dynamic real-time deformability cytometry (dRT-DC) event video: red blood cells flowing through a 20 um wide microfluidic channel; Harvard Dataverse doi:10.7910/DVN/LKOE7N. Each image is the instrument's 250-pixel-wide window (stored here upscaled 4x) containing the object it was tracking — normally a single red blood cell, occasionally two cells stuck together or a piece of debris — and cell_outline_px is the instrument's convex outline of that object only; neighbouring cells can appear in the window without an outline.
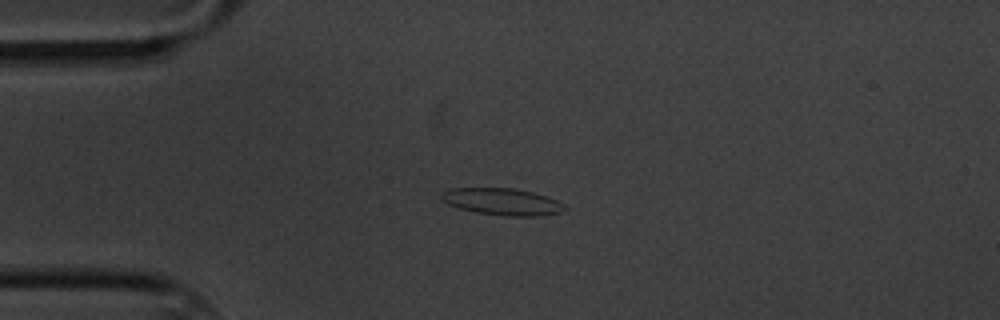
{"species": "common noctule bat (a hibernating species)", "species_latin": "Nyctalus noctula", "temperature_condition": "cold", "stored_images_in_passage": 59, "camera_frame_rate_fps": 3000, "um_per_image_px": 0.085, "animal": {"sex": "male", "body_mass_g": 20.1, "forearm_length_mm": 53.5}, "frame": {"image": 1, "passage_image": 14, "time_ms": 4.333, "image_size_px": [1000, 320], "cell_outline_px": [[568, 208], [564, 212], [536, 216], [508, 216], [476, 212], [460, 208], [448, 204], [440, 200], [440, 192], [448, 188], [516, 188], [532, 192], [556, 200], [564, 204]], "centroid_in_image_um": [42.67, 17.14], "position_along_channel_um": 42.3, "area_um2": 19.42}}
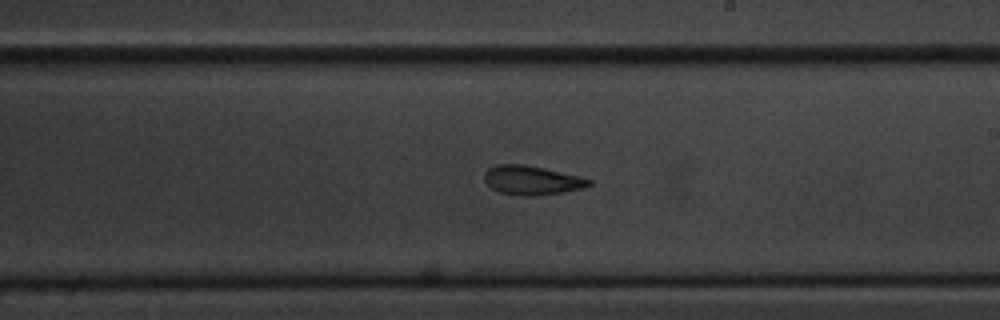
{"frame": {"image": 2, "passage_image": 34, "time_ms": 11.0, "image_size_px": [1000, 320], "cell_outline_px": [[592, 184], [584, 188], [564, 192], [536, 196], [520, 196], [500, 192], [492, 188], [484, 180], [484, 172], [488, 168], [496, 164], [524, 164], [544, 168], [580, 176], [592, 180]], "centroid_in_image_um": [45.21, 15.32], "position_along_channel_um": 243.8, "area_um2": 17.92}}
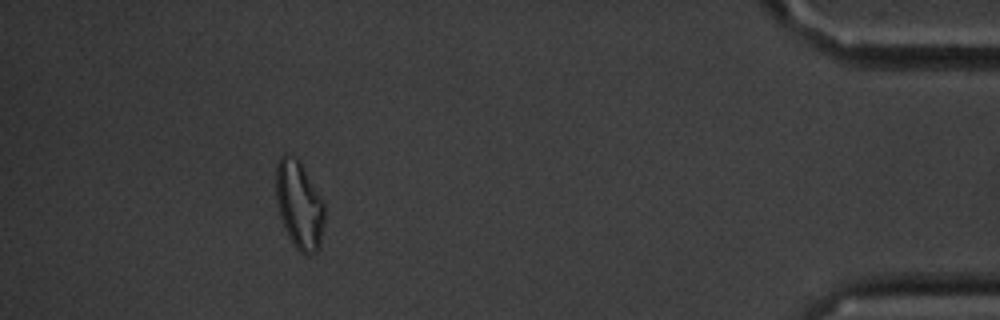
{"frame": {"image": 3, "passage_image": 54, "time_ms": 17.667, "image_size_px": [1000, 320], "cell_outline_px": [[324, 220], [320, 248], [316, 252], [308, 256], [300, 252], [292, 244], [284, 228], [280, 216], [276, 200], [276, 168], [280, 156], [284, 152], [296, 160], [300, 164], [324, 204]], "centroid_in_image_um": [25.42, 17.5], "position_along_channel_um": 409.8, "area_um2": 24.51}, "authors_computed_cell_mechanics": {"area_um2": 18.5538, "velocity_mm_per_s": 3.3287, "shape_relaxation_time_tau1_ms": 4.176, "shape_relaxation_time_tau2_ms": 2.4511, "deformation_change_tau1": 0.1324, "deformation_change_tau2": 0.0921}}